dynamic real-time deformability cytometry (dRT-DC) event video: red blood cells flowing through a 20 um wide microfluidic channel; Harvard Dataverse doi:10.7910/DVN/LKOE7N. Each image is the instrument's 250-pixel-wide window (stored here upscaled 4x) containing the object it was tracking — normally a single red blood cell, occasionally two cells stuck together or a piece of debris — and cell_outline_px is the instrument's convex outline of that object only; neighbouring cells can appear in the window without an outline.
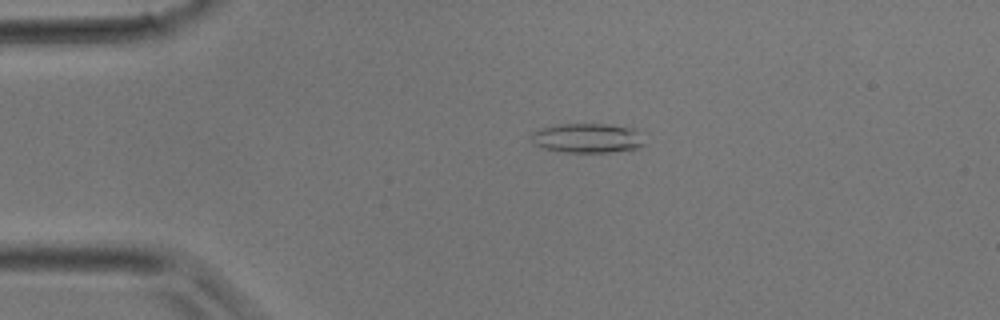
{"species": "common noctule bat (a hibernating species)", "species_latin": "Nyctalus noctula", "temperature_condition": "room temperature", "stored_images_in_passage": 31, "camera_frame_rate_fps": 3000, "um_per_image_px": 0.085, "animal": {"sex": "male", "body_mass_g": 17.9}, "frame": {"image": 1, "passage_image": 2, "time_ms": 0.333, "image_size_px": [1000, 320], "cell_outline_px": [[644, 144], [636, 148], [612, 152], [564, 152], [544, 148], [536, 144], [532, 140], [528, 132], [540, 128], [556, 124], [608, 124], [632, 128], [636, 132]], "centroid_in_image_um": [49.83, 11.73], "position_along_channel_um": 35.2, "area_um2": 19.31}}
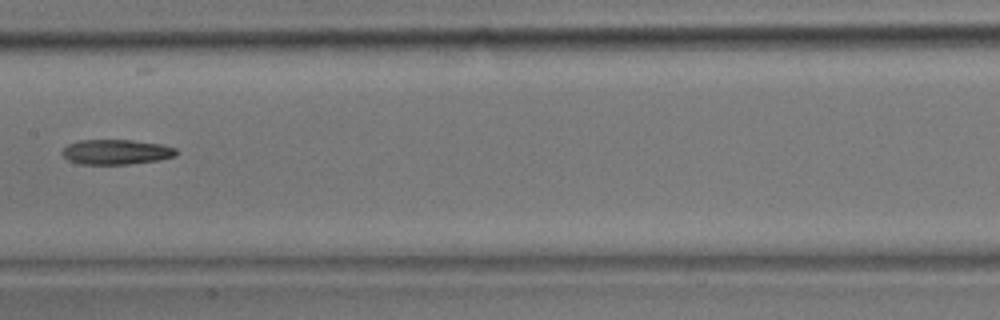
{"frame": {"image": 2, "passage_image": 13, "time_ms": 4.0, "image_size_px": [1000, 320], "cell_outline_px": [[176, 156], [156, 160], [128, 164], [80, 164], [68, 160], [60, 152], [68, 144], [80, 140], [132, 140], [160, 144], [176, 148]], "centroid_in_image_um": [9.84, 12.91], "position_along_channel_um": 197.6, "area_um2": 16.47}}
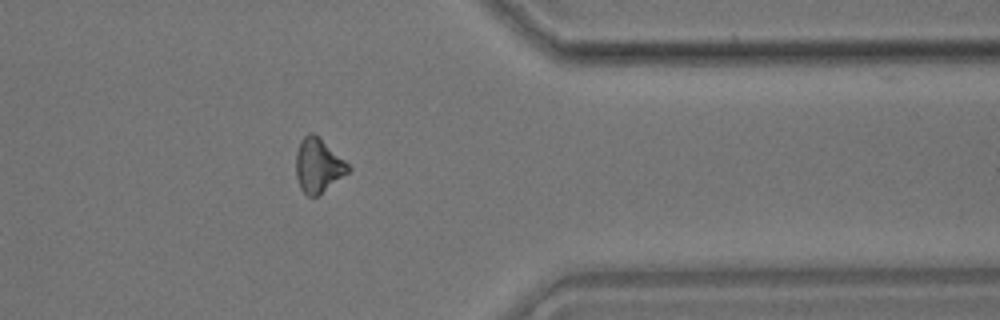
{"frame": {"image": 3, "passage_image": 24, "time_ms": 7.667, "image_size_px": [1000, 320], "cell_outline_px": [[352, 168], [348, 172], [316, 196], [308, 196], [300, 188], [296, 176], [296, 152], [300, 140], [308, 132], [312, 132], [344, 160]], "centroid_in_image_um": [27.01, 14.06], "position_along_channel_um": 384.4, "area_um2": 16.01}}